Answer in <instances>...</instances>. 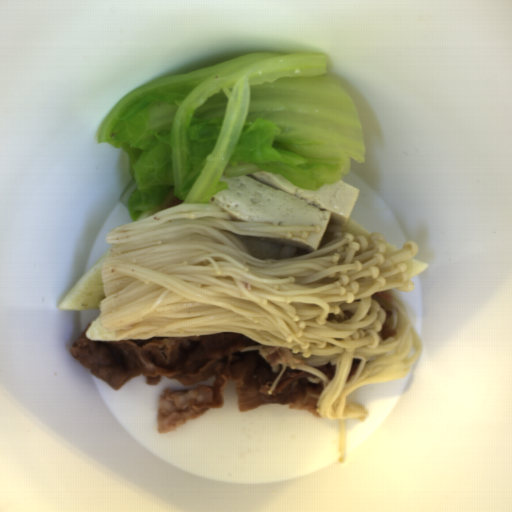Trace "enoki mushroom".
Segmentation results:
<instances>
[{
  "label": "enoki mushroom",
  "instance_id": "cea9216a",
  "mask_svg": "<svg viewBox=\"0 0 512 512\" xmlns=\"http://www.w3.org/2000/svg\"><path fill=\"white\" fill-rule=\"evenodd\" d=\"M320 226L246 223L207 203L179 204L105 235L109 252L99 277L100 324L116 341L233 332L292 353L333 356L332 379L315 367L296 369L321 384L315 409L339 422L345 463V420H367L348 396L357 388L402 379L422 354V341L402 303L386 291H412L406 262L412 241L388 253L382 234L353 237L329 224L317 251L256 259L240 239L307 238ZM384 323L395 336L380 340ZM354 358L360 364L346 383Z\"/></svg>",
  "mask_w": 512,
  "mask_h": 512
},
{
  "label": "enoki mushroom",
  "instance_id": "6df1b440",
  "mask_svg": "<svg viewBox=\"0 0 512 512\" xmlns=\"http://www.w3.org/2000/svg\"><path fill=\"white\" fill-rule=\"evenodd\" d=\"M285 369H286V365L282 364V367H281V370H280V373H279L278 377L276 378L274 383L271 385V387L267 391L268 395H271L272 391L274 390V388L276 387L277 383L279 382V380L281 379L282 375L284 374Z\"/></svg>",
  "mask_w": 512,
  "mask_h": 512
}]
</instances>
